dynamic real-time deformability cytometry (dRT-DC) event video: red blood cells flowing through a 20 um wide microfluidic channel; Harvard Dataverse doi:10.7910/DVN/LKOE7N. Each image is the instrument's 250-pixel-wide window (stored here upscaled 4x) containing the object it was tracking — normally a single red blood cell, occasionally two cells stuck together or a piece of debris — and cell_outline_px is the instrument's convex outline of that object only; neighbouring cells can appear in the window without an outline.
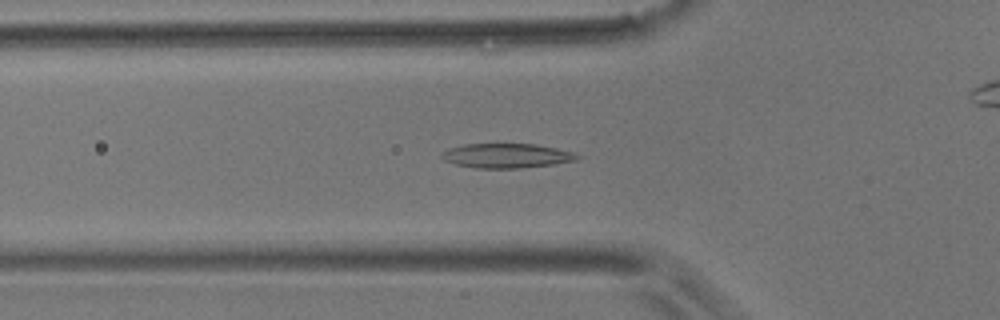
{"species": "common noctule bat (a hibernating species)", "species_latin": "Nyctalus noctula", "temperature_condition": "room temperature", "stored_images_in_passage": 56, "camera_frame_rate_fps": 3000, "um_per_image_px": 0.085, "animal": {"sex": "male", "body_mass_g": 17.9}, "frame": {"image": 1, "passage_image": 18, "time_ms": 5.667, "image_size_px": [1000, 320], "cell_outline_px": [[580, 156], [576, 160], [552, 164], [520, 168], [476, 168], [456, 164], [444, 160], [440, 156], [448, 148], [464, 144], [536, 144], [556, 148], [572, 152]], "centroid_in_image_um": [43.04, 13.23], "position_along_channel_um": 82.8, "area_um2": 19.13}}
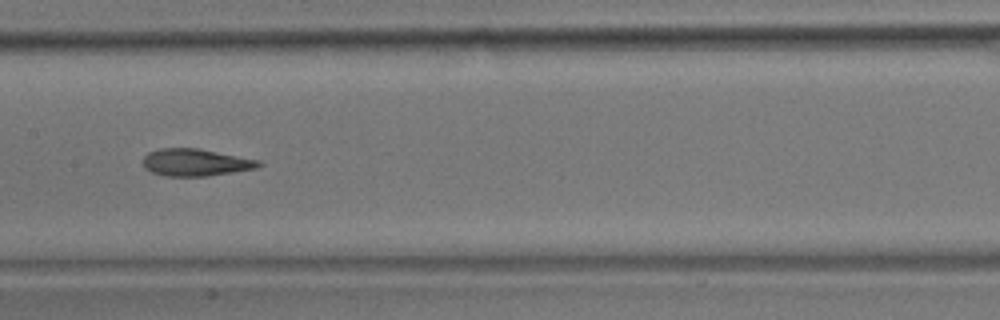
{"frame": {"image": 2, "passage_image": 27, "time_ms": 8.667, "image_size_px": [1000, 320], "cell_outline_px": [[264, 164], [256, 168], [208, 176], [164, 176], [152, 172], [144, 168], [144, 156], [148, 152], [160, 148], [196, 148], [260, 160]], "centroid_in_image_um": [16.62, 13.81], "position_along_channel_um": 190.8, "area_um2": 18.26}}
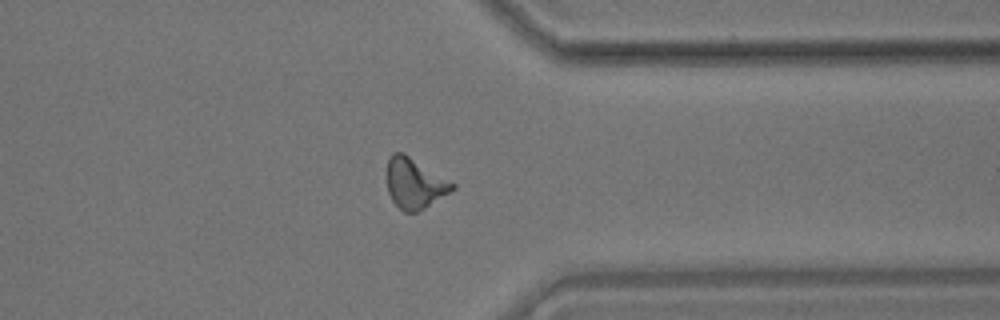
{"frame": {"image": 3, "passage_image": 43, "time_ms": 14.0, "image_size_px": [1000, 320], "cell_outline_px": [[456, 188], [424, 208], [416, 212], [404, 212], [392, 200], [388, 192], [388, 160], [392, 152], [404, 152], [456, 184]], "centroid_in_image_um": [35.25, 15.57], "position_along_channel_um": 376.1, "area_um2": 19.02}, "authors_computed_cell_mechanics": {"area_um2": 18.8428, "velocity_mm_per_s": 3.5693, "shape_relaxation_time_tau1_ms": 7.0747, "shape_relaxation_time_tau2_ms": 2.6381, "deformation_change_tau1": 0.1818, "deformation_change_tau2": 0.1097}}